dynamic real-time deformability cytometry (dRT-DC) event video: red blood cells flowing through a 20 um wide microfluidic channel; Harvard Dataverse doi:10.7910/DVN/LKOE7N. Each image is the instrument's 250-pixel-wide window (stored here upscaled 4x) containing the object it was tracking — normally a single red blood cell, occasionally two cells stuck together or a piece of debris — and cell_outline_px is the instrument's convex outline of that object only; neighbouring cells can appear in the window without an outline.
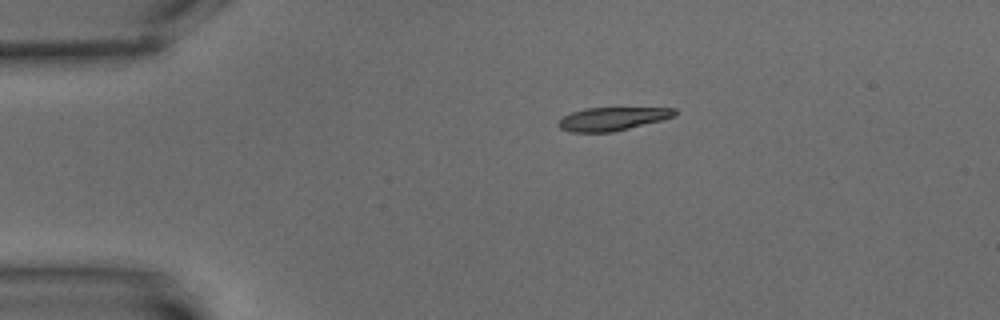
{"species": "common noctule bat (a hibernating species)", "species_latin": "Nyctalus noctula", "temperature_condition": "warm", "stored_images_in_passage": 4, "camera_frame_rate_fps": 3000, "um_per_image_px": 0.085, "animal": {"sex": "male", "body_mass_g": 15.6}, "frame": {"image": 1, "passage_image": 4, "time_ms": 3.667, "image_size_px": [1000, 320], "cell_outline_px": [[676, 116], [612, 132], [568, 132], [560, 128], [556, 124], [564, 116], [572, 112], [584, 108], [676, 108]], "centroid_in_image_um": [52.01, 10.1], "position_along_channel_um": 33.0, "area_um2": 15.61}}